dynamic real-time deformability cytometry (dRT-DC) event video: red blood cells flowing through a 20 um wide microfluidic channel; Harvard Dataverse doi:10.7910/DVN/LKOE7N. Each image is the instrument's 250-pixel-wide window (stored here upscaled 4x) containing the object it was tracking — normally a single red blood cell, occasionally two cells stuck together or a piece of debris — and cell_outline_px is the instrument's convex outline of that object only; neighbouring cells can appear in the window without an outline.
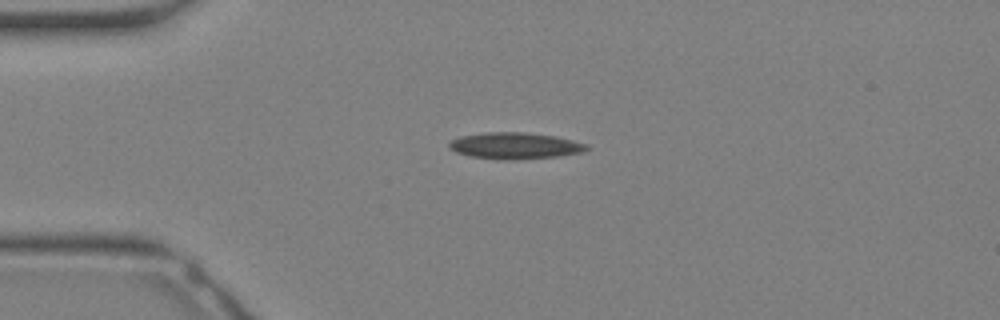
{"species": "Egyptian fruit bat (a non-hibernating species)", "species_latin": "Rousettus aegyptiacus", "temperature_condition": "warm", "stored_images_in_passage": 7, "camera_frame_rate_fps": 3000, "um_per_image_px": 0.085, "animal": {"sex": "female"}, "frame": {"image": 1, "passage_image": 1, "time_ms": 0.0, "image_size_px": [1000, 320], "cell_outline_px": [[588, 148], [584, 152], [560, 156], [508, 160], [500, 160], [472, 156], [456, 152], [448, 148], [448, 140], [460, 136], [484, 132], [524, 132], [556, 136], [588, 144]], "centroid_in_image_um": [43.75, 12.38], "position_along_channel_um": 41.3, "area_um2": 21.39}}
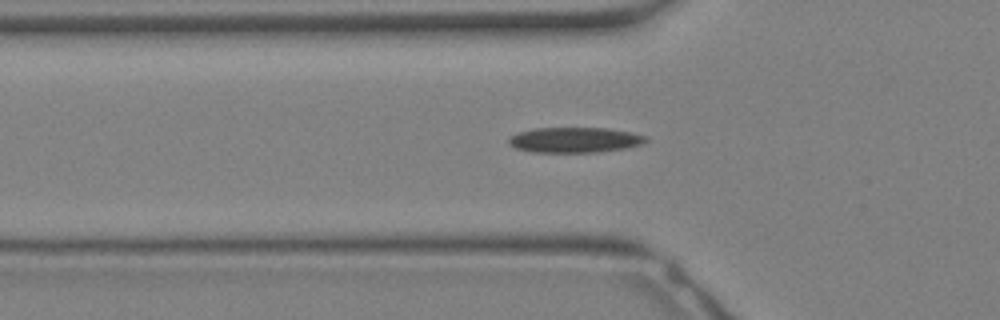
{"frame": {"image": 2, "passage_image": 4, "time_ms": 1.0, "image_size_px": [1000, 320], "cell_outline_px": [[648, 140], [640, 144], [624, 148], [596, 152], [532, 152], [516, 148], [508, 144], [508, 140], [516, 132], [532, 128], [608, 128], [632, 132], [648, 136]], "centroid_in_image_um": [48.83, 11.88], "position_along_channel_um": 77.0, "area_um2": 20.29}}
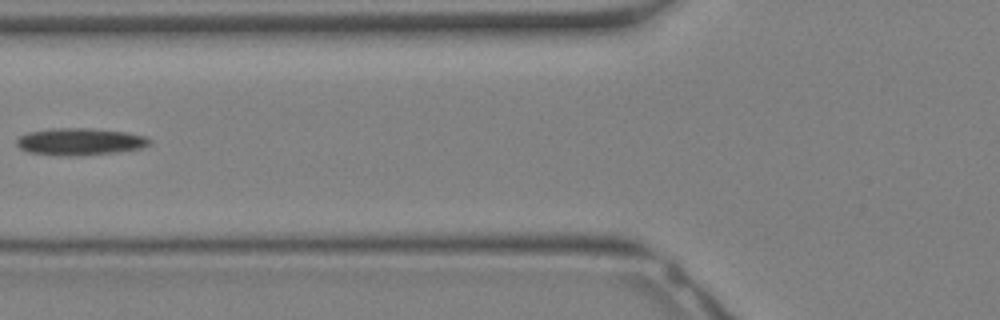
{"frame": {"image": 3, "passage_image": 6, "time_ms": 1.667, "image_size_px": [1000, 320], "cell_outline_px": [[152, 144], [140, 148], [116, 152], [72, 156], [68, 156], [28, 152], [20, 148], [16, 144], [16, 140], [20, 136], [28, 132], [60, 128], [92, 128], [128, 132], [144, 136], [152, 140]], "centroid_in_image_um": [6.83, 12.03], "position_along_channel_um": 119.0, "area_um2": 20.87}}